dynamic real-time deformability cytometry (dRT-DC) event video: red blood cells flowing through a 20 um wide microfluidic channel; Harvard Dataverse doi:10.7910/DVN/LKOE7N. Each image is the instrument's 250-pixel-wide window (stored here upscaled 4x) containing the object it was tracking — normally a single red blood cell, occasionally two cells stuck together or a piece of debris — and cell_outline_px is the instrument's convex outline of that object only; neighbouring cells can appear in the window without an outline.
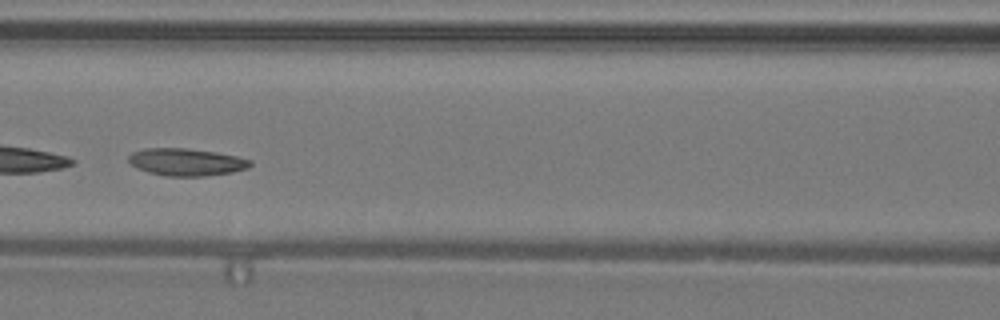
{"species": "common noctule bat (a hibernating species)", "species_latin": "Nyctalus noctula", "temperature_condition": "warm", "stored_images_in_passage": 46, "camera_frame_rate_fps": 3000, "um_per_image_px": 0.085, "animal": {"sex": "male", "body_mass_g": 19.2, "forearm_length_mm": 51.8}, "frame": {"image": 1, "passage_image": 20, "time_ms": 6.333, "image_size_px": [1000, 320], "cell_outline_px": [[252, 164], [248, 168], [232, 172], [204, 176], [168, 176], [148, 172], [136, 168], [128, 160], [128, 156], [132, 152], [144, 148], [188, 148], [216, 152], [236, 156], [252, 160]], "centroid_in_image_um": [15.83, 13.77], "position_along_channel_um": 150.8, "area_um2": 19.42}, "authors_computed_cell_mechanics": {"area_um2": 20.0566, "velocity_mm_per_s": 4.2145, "shape_relaxation_time_tau1_ms": 3.012, "shape_relaxation_time_tau2_ms": null, "deformation_change_tau1": 0.1053, "deformation_change_tau2": null}}